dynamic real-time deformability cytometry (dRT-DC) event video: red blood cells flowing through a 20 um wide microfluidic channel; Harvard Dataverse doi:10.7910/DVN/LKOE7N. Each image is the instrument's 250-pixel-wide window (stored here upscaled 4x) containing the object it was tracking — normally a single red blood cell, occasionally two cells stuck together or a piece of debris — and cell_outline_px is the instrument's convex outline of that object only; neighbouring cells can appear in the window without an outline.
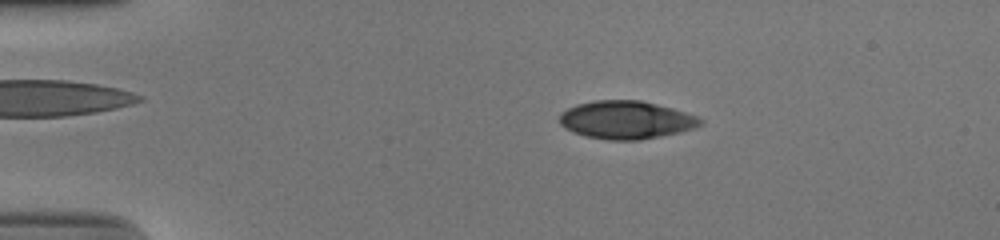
{"species": "human", "species_latin": "Homo sapiens", "temperature_condition": "cold", "stored_images_in_passage": 52, "camera_frame_rate_fps": 3000, "um_per_image_px": 0.085, "donor": {"sex": "male"}, "frame": {"image": 1, "passage_image": 10, "time_ms": 3.0, "image_size_px": [1000, 240], "cell_outline_px": [[704, 124], [696, 128], [680, 132], [640, 140], [608, 140], [584, 136], [572, 132], [564, 128], [556, 120], [560, 112], [576, 104], [596, 100], [640, 100], [672, 108], [696, 116], [704, 120]], "centroid_in_image_um": [53.18, 10.2], "position_along_channel_um": 31.8, "area_um2": 31.56}}
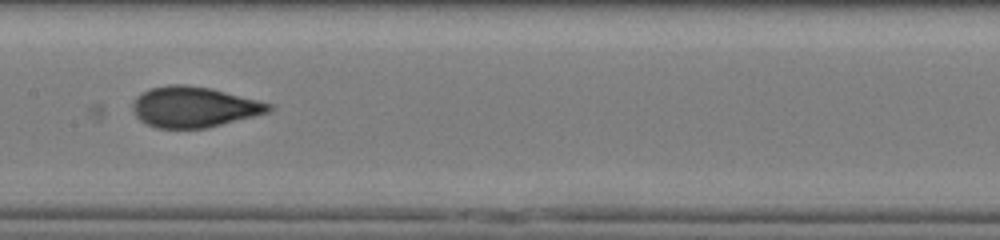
{"frame": {"image": 2, "passage_image": 27, "time_ms": 8.667, "image_size_px": [1000, 240], "cell_outline_px": [[272, 108], [268, 112], [208, 128], [156, 128], [140, 120], [136, 116], [132, 108], [132, 104], [144, 92], [152, 88], [168, 84], [184, 84], [212, 88], [272, 104]], "centroid_in_image_um": [16.49, 9.09], "position_along_channel_um": 190.9, "area_um2": 31.91}}
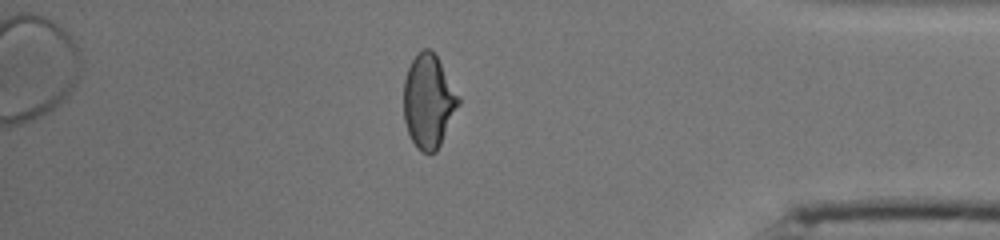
{"frame": {"image": 3, "passage_image": 45, "time_ms": 14.667, "image_size_px": [1000, 240], "cell_outline_px": [[460, 104], [436, 152], [420, 152], [416, 148], [408, 132], [404, 120], [404, 80], [408, 68], [412, 60], [424, 48], [428, 48], [436, 56], [460, 96]], "centroid_in_image_um": [36.43, 8.63], "position_along_channel_um": 398.8, "area_um2": 29.59}, "authors_computed_cell_mechanics": {"area_um2": 30.923, "velocity_mm_per_s": 3.9299, "shape_relaxation_time_tau1_ms": 7.0198, "shape_relaxation_time_tau2_ms": null, "deformation_change_tau1": 0.1966, "deformation_change_tau2": null}}